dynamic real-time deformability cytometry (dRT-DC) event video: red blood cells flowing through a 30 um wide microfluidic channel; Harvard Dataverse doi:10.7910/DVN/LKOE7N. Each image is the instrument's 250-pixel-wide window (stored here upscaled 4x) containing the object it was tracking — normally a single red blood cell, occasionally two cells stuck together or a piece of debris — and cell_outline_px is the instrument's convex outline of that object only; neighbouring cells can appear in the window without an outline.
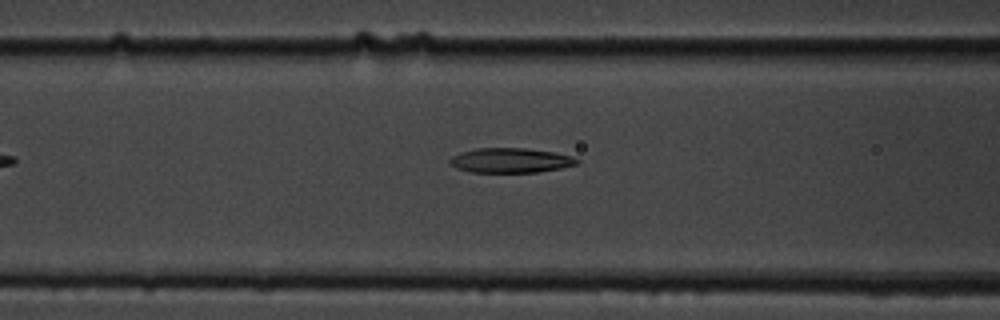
{"species": "common noctule bat (a hibernating species)", "species_latin": "Nyctalus noctula", "temperature_condition": "cold", "stored_images_in_passage": 38, "camera_frame_rate_fps": 3000, "um_per_image_px": 0.085, "animal": {"sex": "male", "body_mass_g": 19.5, "forearm_length_mm": 54.6}, "frame": {"image": 1, "passage_image": 5, "time_ms": 1.333, "image_size_px": [1000, 320], "cell_outline_px": [[580, 160], [576, 164], [560, 168], [536, 172], [468, 172], [456, 168], [448, 164], [448, 160], [452, 156], [460, 152], [476, 148], [524, 148], [556, 152], [572, 156]], "centroid_in_image_um": [43.35, 13.63], "position_along_channel_um": 123.3, "area_um2": 18.44}}
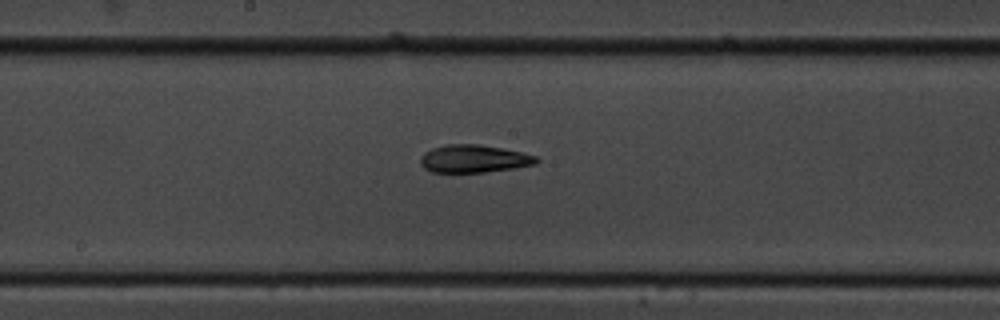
{"frame": {"image": 2, "passage_image": 12, "time_ms": 3.667, "image_size_px": [1000, 320], "cell_outline_px": [[540, 160], [536, 164], [512, 168], [484, 172], [432, 172], [424, 168], [420, 164], [420, 156], [424, 152], [432, 148], [444, 144], [480, 144], [524, 152], [536, 156]], "centroid_in_image_um": [40.27, 13.48], "position_along_channel_um": 207.9, "area_um2": 18.9}}
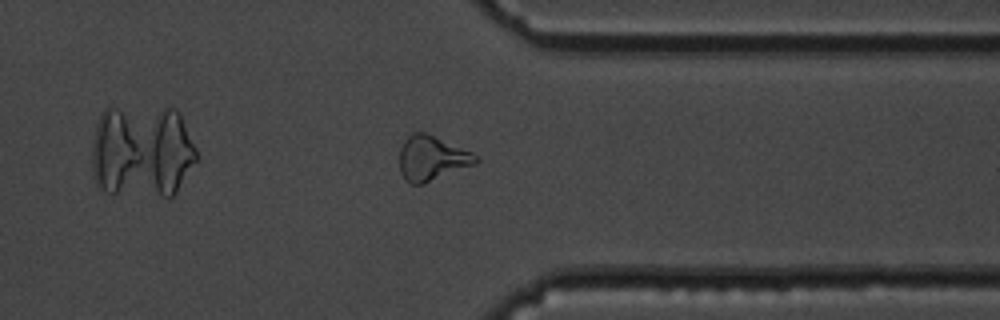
{"frame": {"image": 3, "passage_image": 26, "time_ms": 8.333, "image_size_px": [1000, 320], "cell_outline_px": [[480, 160], [476, 164], [424, 184], [412, 184], [404, 180], [400, 172], [400, 148], [404, 140], [412, 132], [424, 132], [472, 152]], "centroid_in_image_um": [36.69, 13.47], "position_along_channel_um": 374.7, "area_um2": 19.88}}